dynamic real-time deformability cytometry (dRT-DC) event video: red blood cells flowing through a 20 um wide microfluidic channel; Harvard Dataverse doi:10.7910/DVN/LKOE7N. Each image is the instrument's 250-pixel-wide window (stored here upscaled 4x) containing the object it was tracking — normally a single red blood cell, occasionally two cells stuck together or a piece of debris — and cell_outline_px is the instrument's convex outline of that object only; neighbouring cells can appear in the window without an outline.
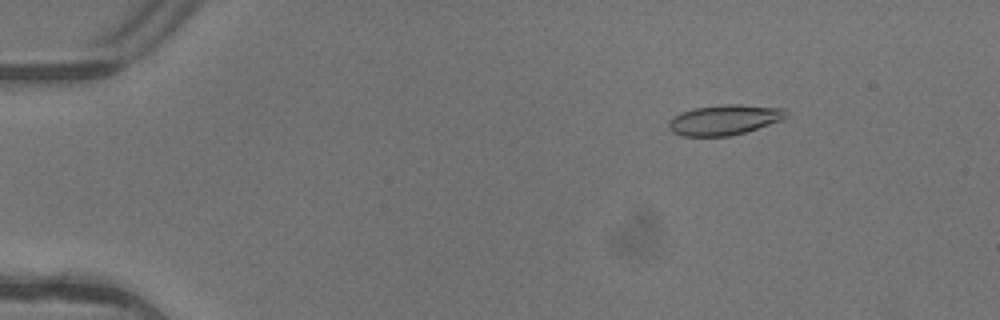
{"species": "common noctule bat (a hibernating species)", "species_latin": "Nyctalus noctula", "temperature_condition": "warm", "stored_images_in_passage": 6, "camera_frame_rate_fps": 3000, "um_per_image_px": 0.085, "animal": {"sex": "female"}, "frame": {"image": 1, "passage_image": 3, "time_ms": 0.667, "image_size_px": [1000, 320], "cell_outline_px": [[788, 116], [780, 120], [732, 136], [680, 136], [672, 132], [668, 128], [668, 120], [680, 112], [692, 108], [720, 104], [740, 104], [784, 108], [788, 112]], "centroid_in_image_um": [61.52, 10.17], "position_along_channel_um": 23.5, "area_um2": 20.87}}
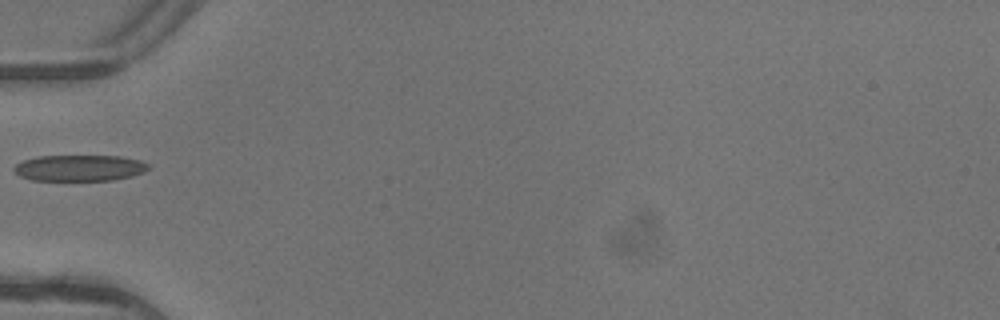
{"frame": {"image": 2, "passage_image": 6, "time_ms": 1.667, "image_size_px": [1000, 320], "cell_outline_px": [[152, 168], [144, 172], [132, 176], [112, 180], [32, 180], [20, 176], [12, 168], [16, 164], [24, 160], [36, 156], [120, 156], [140, 160], [148, 164]], "centroid_in_image_um": [6.78, 14.27], "position_along_channel_um": 78.2, "area_um2": 20.52}}